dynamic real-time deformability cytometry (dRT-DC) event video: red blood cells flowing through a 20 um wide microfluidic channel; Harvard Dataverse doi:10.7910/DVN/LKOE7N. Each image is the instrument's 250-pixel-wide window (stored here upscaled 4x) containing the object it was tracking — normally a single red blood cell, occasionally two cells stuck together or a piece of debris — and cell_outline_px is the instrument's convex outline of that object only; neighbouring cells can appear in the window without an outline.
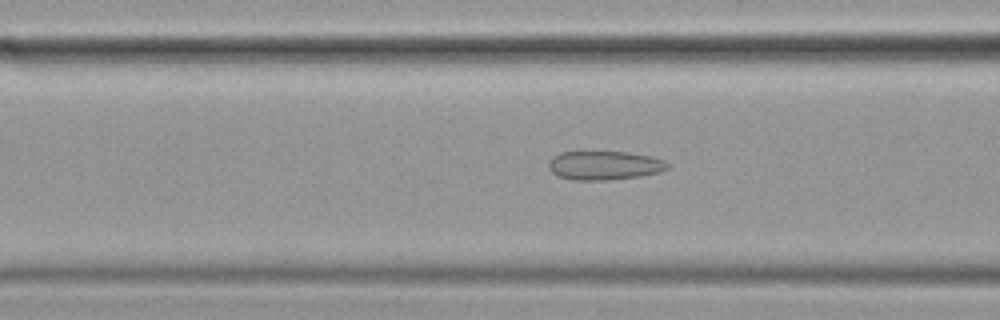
{"species": "common noctule bat (a hibernating species)", "species_latin": "Nyctalus noctula", "temperature_condition": "cold", "stored_images_in_passage": 45, "camera_frame_rate_fps": 3000, "um_per_image_px": 0.085, "animal": {"sex": "female", "body_mass_g": 19.9}, "frame": {"image": 1, "passage_image": 10, "time_ms": 3.0, "image_size_px": [1000, 320], "cell_outline_px": [[668, 168], [660, 172], [640, 176], [608, 180], [572, 180], [560, 176], [552, 172], [548, 168], [548, 160], [552, 156], [560, 152], [592, 148], [628, 152], [652, 156], [664, 160], [668, 164]], "centroid_in_image_um": [51.31, 14.0], "position_along_channel_um": 115.3, "area_um2": 21.1}}
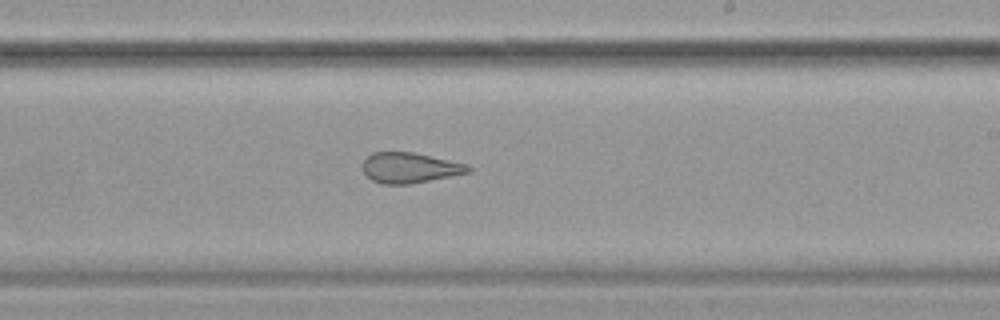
{"frame": {"image": 2, "passage_image": 22, "time_ms": 7.0, "image_size_px": [1000, 320], "cell_outline_px": [[472, 168], [468, 172], [412, 184], [384, 184], [372, 180], [364, 172], [364, 160], [372, 152], [416, 152], [468, 164]], "centroid_in_image_um": [34.85, 14.25], "position_along_channel_um": 254.2, "area_um2": 18.61}}
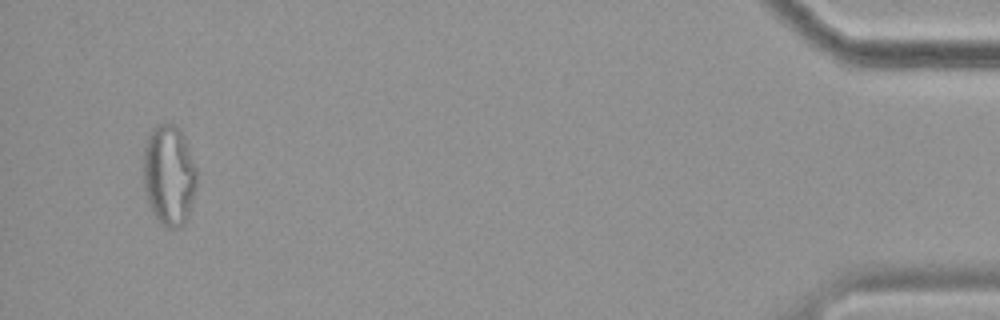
{"frame": {"image": 3, "passage_image": 43, "time_ms": 14.0, "image_size_px": [1000, 320], "cell_outline_px": [[196, 188], [184, 224], [180, 228], [164, 228], [156, 220], [148, 204], [144, 192], [144, 148], [148, 136], [152, 128], [156, 124], [176, 124], [180, 128], [196, 168]], "centroid_in_image_um": [14.34, 14.91], "position_along_channel_um": 420.9, "area_um2": 31.44}, "authors_computed_cell_mechanics": {"area_um2": 22.1374, "velocity_mm_per_s": 3.4842, "shape_relaxation_time_tau1_ms": null, "shape_relaxation_time_tau2_ms": 1.9576, "deformation_change_tau1": null, "deformation_change_tau2": 0.0925}}